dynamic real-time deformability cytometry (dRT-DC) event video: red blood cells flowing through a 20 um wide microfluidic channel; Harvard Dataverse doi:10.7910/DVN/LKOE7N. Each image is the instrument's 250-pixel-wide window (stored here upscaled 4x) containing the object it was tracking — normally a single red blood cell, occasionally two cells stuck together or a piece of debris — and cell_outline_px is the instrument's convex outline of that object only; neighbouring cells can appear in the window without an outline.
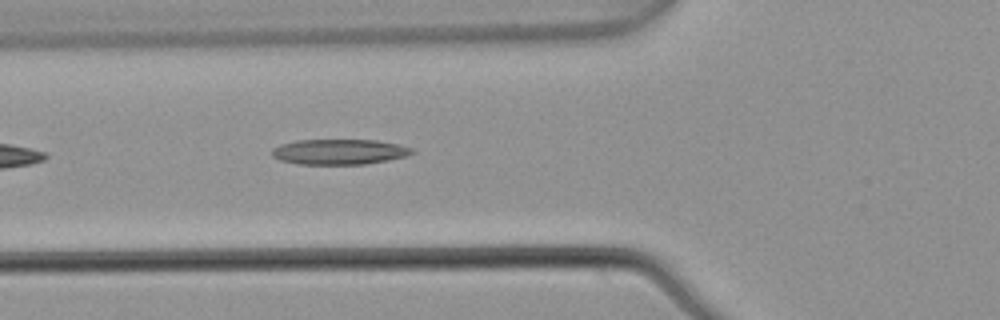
{"species": "common noctule bat (a hibernating species)", "species_latin": "Nyctalus noctula", "temperature_condition": "warm", "stored_images_in_passage": 6, "camera_frame_rate_fps": 3000, "um_per_image_px": 0.085, "animal": {"sex": "male", "body_mass_g": 21.5, "forearm_length_mm": 52.0}, "frame": {"image": 1, "passage_image": 6, "time_ms": 1.667, "image_size_px": [1000, 320], "cell_outline_px": [[416, 152], [404, 156], [388, 160], [364, 164], [300, 164], [280, 160], [272, 156], [272, 148], [280, 144], [296, 140], [376, 140], [400, 144], [412, 148]], "centroid_in_image_um": [28.83, 12.89], "position_along_channel_um": 97.0, "area_um2": 20.69}}